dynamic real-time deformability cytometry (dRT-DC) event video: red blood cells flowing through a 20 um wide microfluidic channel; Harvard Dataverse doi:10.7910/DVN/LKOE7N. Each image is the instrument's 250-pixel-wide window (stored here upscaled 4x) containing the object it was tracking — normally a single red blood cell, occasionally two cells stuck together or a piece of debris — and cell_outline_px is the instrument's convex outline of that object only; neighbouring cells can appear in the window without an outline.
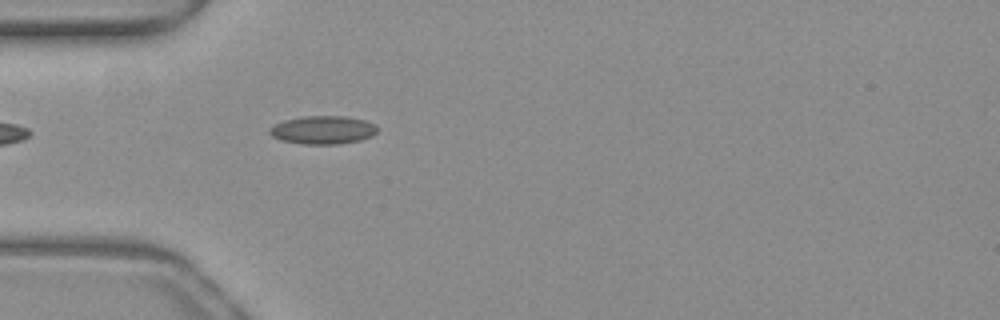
{"species": "common noctule bat (a hibernating species)", "species_latin": "Nyctalus noctula", "temperature_condition": "warm", "stored_images_in_passage": 11, "camera_frame_rate_fps": 3000, "um_per_image_px": 0.085, "animal": {"sex": "female", "body_mass_g": 19.3, "forearm_length_mm": 54.1}, "frame": {"image": 1, "passage_image": 1, "time_ms": 0.0, "image_size_px": [1000, 320], "cell_outline_px": [[380, 128], [372, 136], [360, 140], [336, 144], [304, 144], [280, 140], [272, 136], [268, 132], [268, 128], [284, 120], [304, 116], [344, 116], [364, 120], [376, 124]], "centroid_in_image_um": [27.46, 11.04], "position_along_channel_um": 57.5, "area_um2": 17.8}}
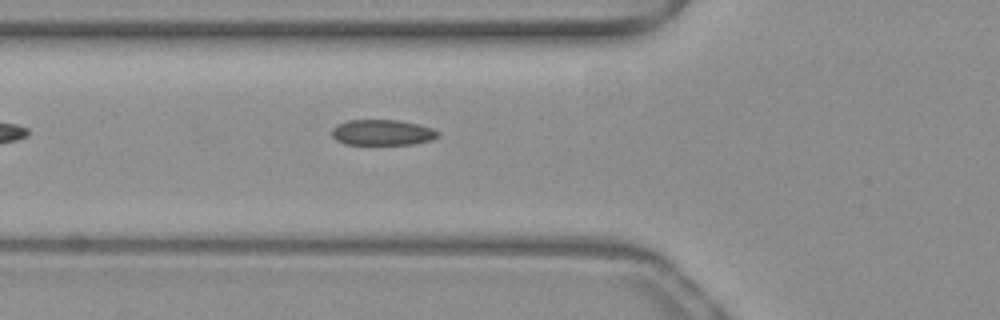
{"frame": {"image": 2, "passage_image": 4, "time_ms": 1.0, "image_size_px": [1000, 320], "cell_outline_px": [[440, 136], [432, 140], [412, 144], [344, 144], [336, 140], [332, 136], [332, 128], [336, 124], [348, 120], [400, 120], [420, 124], [432, 128], [440, 132]], "centroid_in_image_um": [32.52, 11.25], "position_along_channel_um": 93.3, "area_um2": 16.07}}
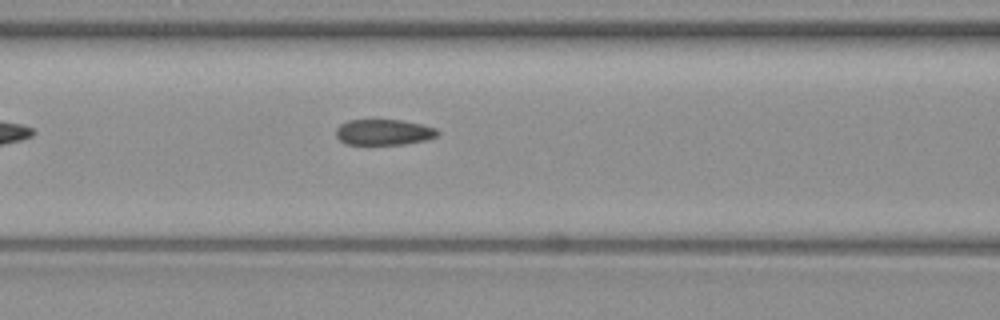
{"frame": {"image": 3, "passage_image": 7, "time_ms": 2.0, "image_size_px": [1000, 320], "cell_outline_px": [[440, 132], [436, 136], [428, 140], [404, 144], [344, 144], [336, 136], [336, 128], [340, 124], [348, 120], [400, 120], [420, 124], [436, 128]], "centroid_in_image_um": [32.61, 11.24], "position_along_channel_um": 134.0, "area_um2": 15.26}}